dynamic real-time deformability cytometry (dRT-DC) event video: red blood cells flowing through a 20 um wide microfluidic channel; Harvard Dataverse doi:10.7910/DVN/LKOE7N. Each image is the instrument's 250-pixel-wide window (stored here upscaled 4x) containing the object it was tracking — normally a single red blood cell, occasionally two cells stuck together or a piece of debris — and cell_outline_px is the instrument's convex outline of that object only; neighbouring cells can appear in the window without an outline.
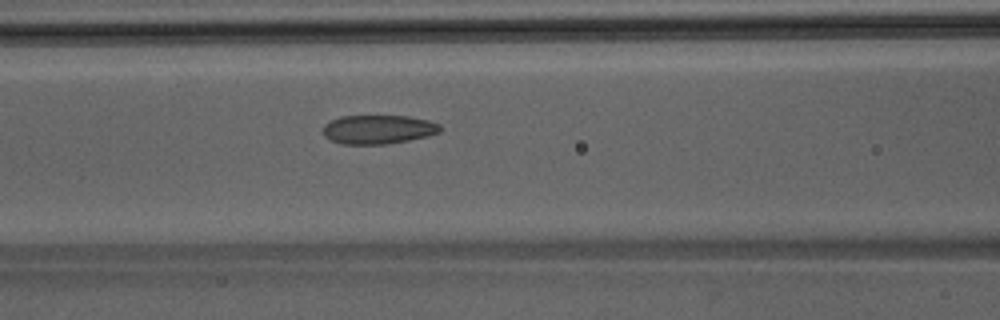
{"species": "Egyptian fruit bat (a non-hibernating species)", "species_latin": "Rousettus aegyptiacus", "temperature_condition": "room temperature", "stored_images_in_passage": 34, "camera_frame_rate_fps": 3000, "um_per_image_px": 0.085, "animal": {"sex": "male"}, "frame": {"image": 1, "passage_image": 6, "time_ms": 1.667, "image_size_px": [1000, 320], "cell_outline_px": [[440, 132], [428, 136], [408, 140], [384, 144], [340, 144], [324, 136], [324, 124], [340, 116], [408, 116], [428, 120], [440, 124]], "centroid_in_image_um": [32.15, 11.0], "position_along_channel_um": 134.4, "area_um2": 19.65}}
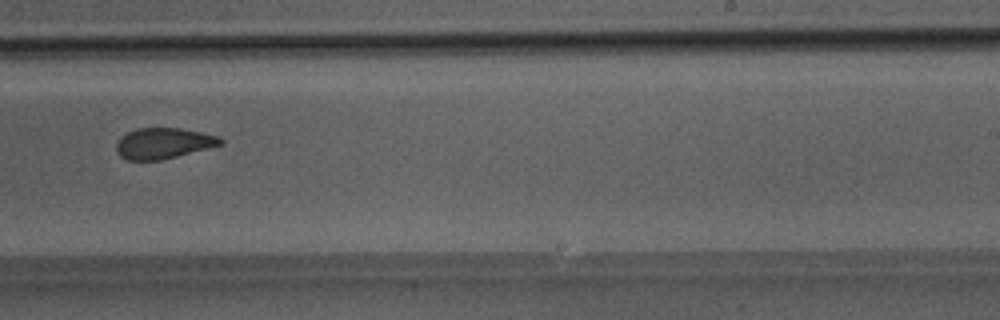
{"frame": {"image": 2, "passage_image": 16, "time_ms": 5.0, "image_size_px": [1000, 320], "cell_outline_px": [[224, 144], [160, 160], [128, 160], [120, 156], [116, 152], [116, 144], [120, 136], [136, 128], [180, 128], [220, 136], [224, 140]], "centroid_in_image_um": [13.88, 12.17], "position_along_channel_um": 275.1, "area_um2": 18.73}}
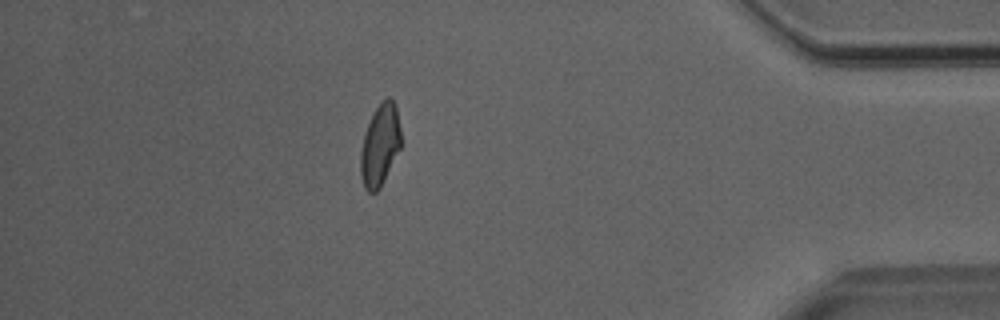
{"frame": {"image": 3, "passage_image": 28, "time_ms": 9.0, "image_size_px": [1000, 320], "cell_outline_px": [[400, 148], [380, 188], [376, 192], [368, 192], [364, 188], [360, 176], [360, 152], [364, 132], [380, 100], [388, 96], [392, 96], [396, 108], [400, 128]], "centroid_in_image_um": [32.28, 12.32], "position_along_channel_um": 402.9, "area_um2": 19.31}}